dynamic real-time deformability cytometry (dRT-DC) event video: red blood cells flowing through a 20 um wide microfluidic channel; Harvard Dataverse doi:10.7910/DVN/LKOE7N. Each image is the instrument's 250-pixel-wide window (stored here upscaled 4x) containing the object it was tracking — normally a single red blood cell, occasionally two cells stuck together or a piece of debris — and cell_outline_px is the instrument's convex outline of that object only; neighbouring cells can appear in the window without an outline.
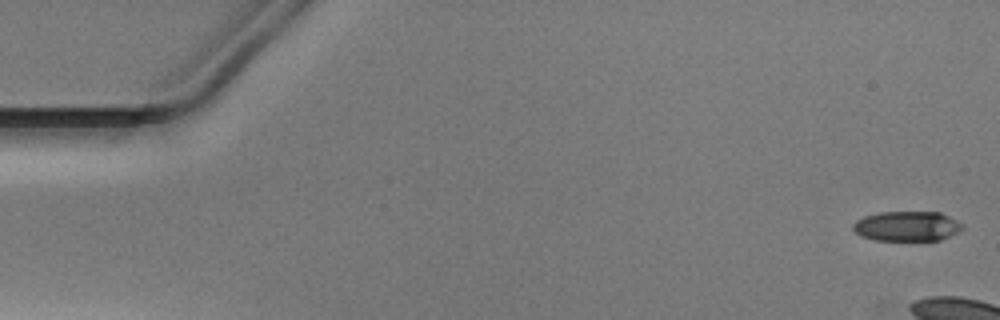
{"species": "Egyptian fruit bat (a non-hibernating species)", "species_latin": "Rousettus aegyptiacus", "temperature_condition": "warm", "stored_images_in_passage": 9, "camera_frame_rate_fps": 3000, "um_per_image_px": 0.085, "animal": {"sex": "male"}, "frame": {"image": 1, "passage_image": 1, "time_ms": 0.0, "image_size_px": [1000, 320], "cell_outline_px": [[964, 228], [940, 240], [872, 240], [860, 236], [852, 228], [852, 224], [856, 220], [864, 216], [880, 212], [940, 212], [964, 224]], "centroid_in_image_um": [77.06, 19.22], "position_along_channel_um": 7.9, "area_um2": 19.07}}